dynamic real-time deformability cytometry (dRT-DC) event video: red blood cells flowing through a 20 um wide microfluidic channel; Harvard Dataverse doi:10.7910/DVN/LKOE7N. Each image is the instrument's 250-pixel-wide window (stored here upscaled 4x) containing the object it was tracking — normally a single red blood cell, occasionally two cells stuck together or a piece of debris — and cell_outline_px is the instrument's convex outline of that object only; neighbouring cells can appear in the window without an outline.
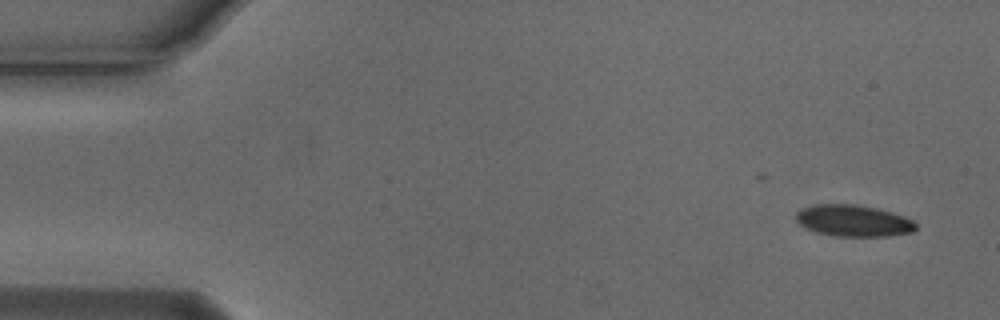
{"species": "Egyptian fruit bat (a non-hibernating species)", "species_latin": "Rousettus aegyptiacus", "temperature_condition": "cold", "stored_images_in_passage": 10, "camera_frame_rate_fps": 3000, "um_per_image_px": 0.085, "animal": {"sex": "male"}, "frame": {"image": 1, "passage_image": 1, "time_ms": 0.0, "image_size_px": [1000, 320], "cell_outline_px": [[916, 228], [912, 232], [888, 236], [832, 236], [816, 232], [804, 228], [796, 220], [796, 212], [800, 208], [816, 204], [856, 204], [876, 208], [892, 212], [904, 216], [912, 220], [916, 224]], "centroid_in_image_um": [72.5, 18.76], "position_along_channel_um": 12.5, "area_um2": 22.2}}
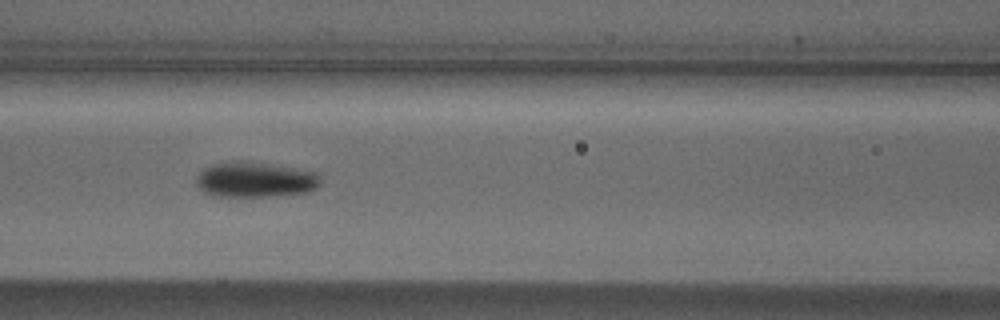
{"frame": {"image": 2, "passage_image": 6, "time_ms": 1.667, "image_size_px": [1000, 320], "cell_outline_px": [[320, 184], [316, 188], [308, 192], [268, 196], [212, 196], [204, 192], [196, 184], [196, 176], [204, 168], [212, 164], [232, 160], [244, 160], [316, 172], [320, 176]], "centroid_in_image_um": [21.65, 15.26], "position_along_channel_um": 145.0, "area_um2": 25.61}}
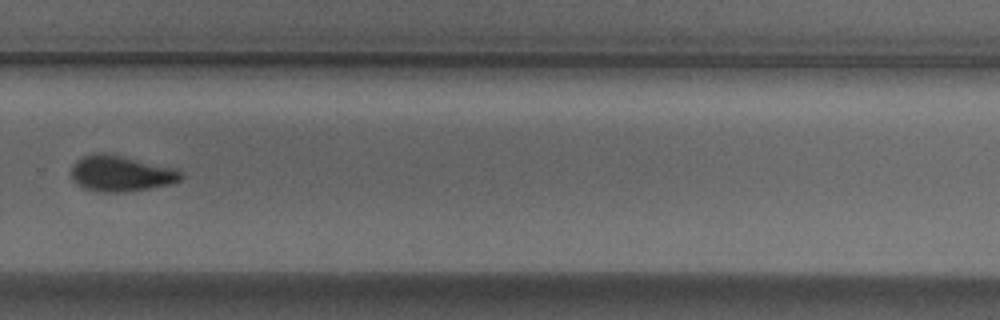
{"frame": {"image": 3, "passage_image": 10, "time_ms": 3.0, "image_size_px": [1000, 320], "cell_outline_px": [[184, 176], [180, 180], [172, 184], [124, 192], [96, 192], [84, 188], [72, 180], [72, 164], [76, 160], [92, 152], [104, 152], [176, 168]], "centroid_in_image_um": [10.26, 14.74], "position_along_channel_um": 319.5, "area_um2": 23.06}}